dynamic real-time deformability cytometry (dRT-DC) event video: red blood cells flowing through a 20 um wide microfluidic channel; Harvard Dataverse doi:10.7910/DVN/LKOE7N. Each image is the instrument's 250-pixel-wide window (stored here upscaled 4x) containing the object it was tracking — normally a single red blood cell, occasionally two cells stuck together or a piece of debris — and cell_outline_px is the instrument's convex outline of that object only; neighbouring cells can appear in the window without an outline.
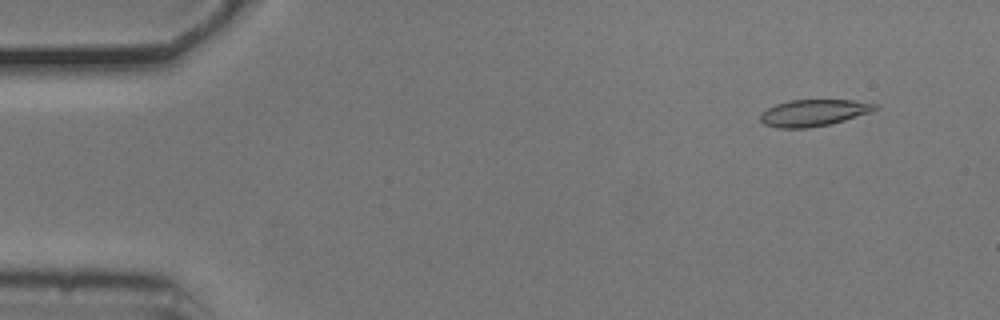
{"species": "common noctule bat (a hibernating species)", "species_latin": "Nyctalus noctula", "temperature_condition": "cold", "stored_images_in_passage": 55, "camera_frame_rate_fps": 3000, "um_per_image_px": 0.085, "animal": {"sex": "male", "body_mass_g": 20.5, "forearm_length_mm": 52.5}, "frame": {"image": 1, "passage_image": 5, "time_ms": 1.333, "image_size_px": [1000, 320], "cell_outline_px": [[880, 108], [832, 124], [808, 128], [776, 128], [764, 124], [760, 120], [760, 116], [768, 108], [776, 104], [788, 100], [852, 100], [880, 104]], "centroid_in_image_um": [69.17, 9.59], "position_along_channel_um": 15.8, "area_um2": 17.8}}
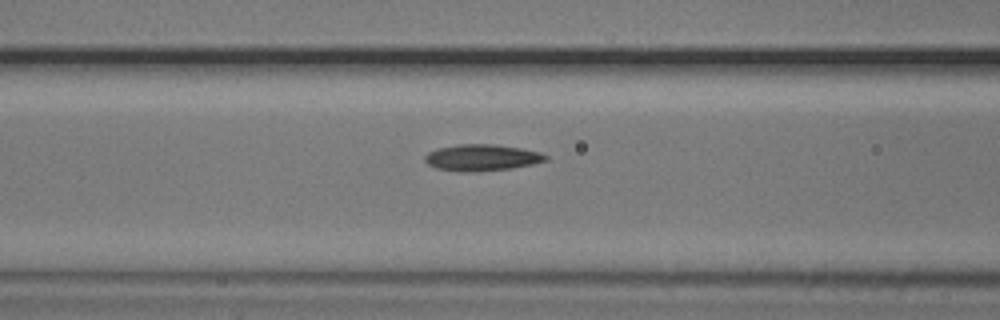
{"frame": {"image": 2, "passage_image": 22, "time_ms": 7.0, "image_size_px": [1000, 320], "cell_outline_px": [[548, 160], [532, 164], [512, 168], [476, 172], [460, 172], [436, 168], [428, 164], [424, 160], [424, 156], [428, 152], [436, 148], [460, 144], [496, 144], [520, 148], [540, 152], [548, 156]], "centroid_in_image_um": [40.94, 13.4], "position_along_channel_um": 125.7, "area_um2": 18.79}}
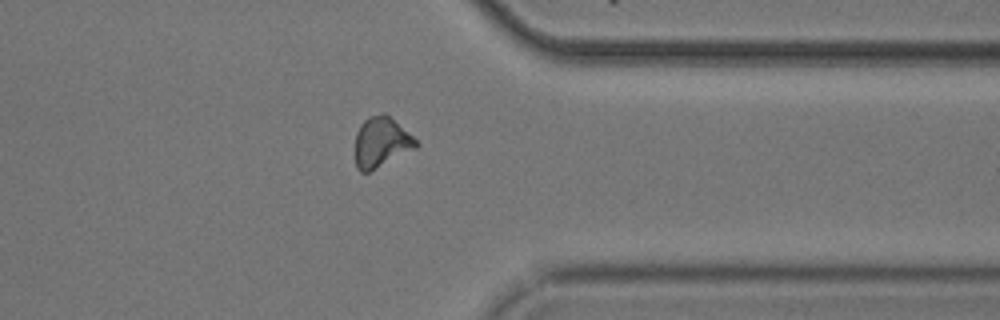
{"frame": {"image": 3, "passage_image": 43, "time_ms": 14.0, "image_size_px": [1000, 320], "cell_outline_px": [[420, 144], [416, 148], [368, 172], [360, 172], [356, 168], [356, 132], [360, 124], [368, 116], [384, 112], [412, 136]], "centroid_in_image_um": [32.38, 12.08], "position_along_channel_um": 379.0, "area_um2": 17.57}, "authors_computed_cell_mechanics": {"area_um2": 17.6868, "velocity_mm_per_s": 3.7155, "shape_relaxation_time_tau1_ms": null, "shape_relaxation_time_tau2_ms": 8.479, "deformation_change_tau1": null, "deformation_change_tau2": 0.1701}}